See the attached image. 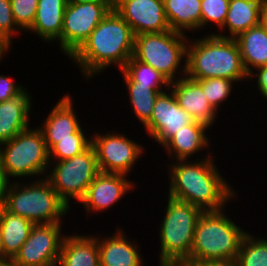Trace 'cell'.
Segmentation results:
<instances>
[{
	"label": "cell",
	"mask_w": 267,
	"mask_h": 266,
	"mask_svg": "<svg viewBox=\"0 0 267 266\" xmlns=\"http://www.w3.org/2000/svg\"><path fill=\"white\" fill-rule=\"evenodd\" d=\"M208 154L193 160L170 161L168 196L188 202L203 211H219L238 195ZM223 176V177H222ZM235 197V198H234Z\"/></svg>",
	"instance_id": "cell-1"
},
{
	"label": "cell",
	"mask_w": 267,
	"mask_h": 266,
	"mask_svg": "<svg viewBox=\"0 0 267 266\" xmlns=\"http://www.w3.org/2000/svg\"><path fill=\"white\" fill-rule=\"evenodd\" d=\"M134 42L131 27L112 8L68 59L78 65L85 80H92L111 66L122 70L133 56Z\"/></svg>",
	"instance_id": "cell-2"
},
{
	"label": "cell",
	"mask_w": 267,
	"mask_h": 266,
	"mask_svg": "<svg viewBox=\"0 0 267 266\" xmlns=\"http://www.w3.org/2000/svg\"><path fill=\"white\" fill-rule=\"evenodd\" d=\"M190 38L187 44L186 76L193 80L226 78L249 81L237 41L215 34Z\"/></svg>",
	"instance_id": "cell-3"
},
{
	"label": "cell",
	"mask_w": 267,
	"mask_h": 266,
	"mask_svg": "<svg viewBox=\"0 0 267 266\" xmlns=\"http://www.w3.org/2000/svg\"><path fill=\"white\" fill-rule=\"evenodd\" d=\"M225 211V208L203 211L196 225L190 256L182 264L235 262L247 231Z\"/></svg>",
	"instance_id": "cell-4"
},
{
	"label": "cell",
	"mask_w": 267,
	"mask_h": 266,
	"mask_svg": "<svg viewBox=\"0 0 267 266\" xmlns=\"http://www.w3.org/2000/svg\"><path fill=\"white\" fill-rule=\"evenodd\" d=\"M166 201L158 231V266H180L190 256L194 232L203 210L170 196Z\"/></svg>",
	"instance_id": "cell-5"
},
{
	"label": "cell",
	"mask_w": 267,
	"mask_h": 266,
	"mask_svg": "<svg viewBox=\"0 0 267 266\" xmlns=\"http://www.w3.org/2000/svg\"><path fill=\"white\" fill-rule=\"evenodd\" d=\"M31 180H28L30 184L13 180L2 206L34 224L63 223L70 209L52 188L50 181L46 177Z\"/></svg>",
	"instance_id": "cell-6"
},
{
	"label": "cell",
	"mask_w": 267,
	"mask_h": 266,
	"mask_svg": "<svg viewBox=\"0 0 267 266\" xmlns=\"http://www.w3.org/2000/svg\"><path fill=\"white\" fill-rule=\"evenodd\" d=\"M188 41L189 35L173 30L138 34L135 36L133 57L173 82L186 76Z\"/></svg>",
	"instance_id": "cell-7"
},
{
	"label": "cell",
	"mask_w": 267,
	"mask_h": 266,
	"mask_svg": "<svg viewBox=\"0 0 267 266\" xmlns=\"http://www.w3.org/2000/svg\"><path fill=\"white\" fill-rule=\"evenodd\" d=\"M0 155L9 179H40L47 175L49 151L38 126L35 129L29 127L10 141L2 143Z\"/></svg>",
	"instance_id": "cell-8"
},
{
	"label": "cell",
	"mask_w": 267,
	"mask_h": 266,
	"mask_svg": "<svg viewBox=\"0 0 267 266\" xmlns=\"http://www.w3.org/2000/svg\"><path fill=\"white\" fill-rule=\"evenodd\" d=\"M99 172L96 153L90 145L72 158L50 161L46 178L60 199L71 209V202L82 200Z\"/></svg>",
	"instance_id": "cell-9"
},
{
	"label": "cell",
	"mask_w": 267,
	"mask_h": 266,
	"mask_svg": "<svg viewBox=\"0 0 267 266\" xmlns=\"http://www.w3.org/2000/svg\"><path fill=\"white\" fill-rule=\"evenodd\" d=\"M112 8L113 1L68 2L64 12L61 36L56 41L63 54L69 58Z\"/></svg>",
	"instance_id": "cell-10"
},
{
	"label": "cell",
	"mask_w": 267,
	"mask_h": 266,
	"mask_svg": "<svg viewBox=\"0 0 267 266\" xmlns=\"http://www.w3.org/2000/svg\"><path fill=\"white\" fill-rule=\"evenodd\" d=\"M91 135L100 172L129 175L145 152L144 146L122 132L98 131Z\"/></svg>",
	"instance_id": "cell-11"
},
{
	"label": "cell",
	"mask_w": 267,
	"mask_h": 266,
	"mask_svg": "<svg viewBox=\"0 0 267 266\" xmlns=\"http://www.w3.org/2000/svg\"><path fill=\"white\" fill-rule=\"evenodd\" d=\"M62 223L34 224L29 237L13 258L19 266H57L66 233Z\"/></svg>",
	"instance_id": "cell-12"
},
{
	"label": "cell",
	"mask_w": 267,
	"mask_h": 266,
	"mask_svg": "<svg viewBox=\"0 0 267 266\" xmlns=\"http://www.w3.org/2000/svg\"><path fill=\"white\" fill-rule=\"evenodd\" d=\"M195 120L181 108L169 88L158 95L150 120L143 126L152 141L163 146L177 131Z\"/></svg>",
	"instance_id": "cell-13"
},
{
	"label": "cell",
	"mask_w": 267,
	"mask_h": 266,
	"mask_svg": "<svg viewBox=\"0 0 267 266\" xmlns=\"http://www.w3.org/2000/svg\"><path fill=\"white\" fill-rule=\"evenodd\" d=\"M113 8L131 27L135 36L171 30L163 0H113Z\"/></svg>",
	"instance_id": "cell-14"
},
{
	"label": "cell",
	"mask_w": 267,
	"mask_h": 266,
	"mask_svg": "<svg viewBox=\"0 0 267 266\" xmlns=\"http://www.w3.org/2000/svg\"><path fill=\"white\" fill-rule=\"evenodd\" d=\"M127 175L99 172L79 202L87 214L108 211L135 188Z\"/></svg>",
	"instance_id": "cell-15"
},
{
	"label": "cell",
	"mask_w": 267,
	"mask_h": 266,
	"mask_svg": "<svg viewBox=\"0 0 267 266\" xmlns=\"http://www.w3.org/2000/svg\"><path fill=\"white\" fill-rule=\"evenodd\" d=\"M73 104L72 96L64 95L52 107L46 119H43V125L38 127L43 134L48 151L60 139L73 138V134L82 127Z\"/></svg>",
	"instance_id": "cell-16"
},
{
	"label": "cell",
	"mask_w": 267,
	"mask_h": 266,
	"mask_svg": "<svg viewBox=\"0 0 267 266\" xmlns=\"http://www.w3.org/2000/svg\"><path fill=\"white\" fill-rule=\"evenodd\" d=\"M176 100L181 108L195 120L206 124L209 128L219 117L205 97V91L201 85L193 79L184 76L176 81L170 82Z\"/></svg>",
	"instance_id": "cell-17"
},
{
	"label": "cell",
	"mask_w": 267,
	"mask_h": 266,
	"mask_svg": "<svg viewBox=\"0 0 267 266\" xmlns=\"http://www.w3.org/2000/svg\"><path fill=\"white\" fill-rule=\"evenodd\" d=\"M116 229L113 235L98 234L100 266H145L139 245L120 226Z\"/></svg>",
	"instance_id": "cell-18"
},
{
	"label": "cell",
	"mask_w": 267,
	"mask_h": 266,
	"mask_svg": "<svg viewBox=\"0 0 267 266\" xmlns=\"http://www.w3.org/2000/svg\"><path fill=\"white\" fill-rule=\"evenodd\" d=\"M25 88L18 96L0 103V145L30 127L32 95Z\"/></svg>",
	"instance_id": "cell-19"
},
{
	"label": "cell",
	"mask_w": 267,
	"mask_h": 266,
	"mask_svg": "<svg viewBox=\"0 0 267 266\" xmlns=\"http://www.w3.org/2000/svg\"><path fill=\"white\" fill-rule=\"evenodd\" d=\"M209 129L206 124L194 121L177 131L162 147L172 161L190 160L196 157L195 153L207 148L210 150L211 139L206 135Z\"/></svg>",
	"instance_id": "cell-20"
},
{
	"label": "cell",
	"mask_w": 267,
	"mask_h": 266,
	"mask_svg": "<svg viewBox=\"0 0 267 266\" xmlns=\"http://www.w3.org/2000/svg\"><path fill=\"white\" fill-rule=\"evenodd\" d=\"M95 235L66 234L57 266H100L97 233Z\"/></svg>",
	"instance_id": "cell-21"
},
{
	"label": "cell",
	"mask_w": 267,
	"mask_h": 266,
	"mask_svg": "<svg viewBox=\"0 0 267 266\" xmlns=\"http://www.w3.org/2000/svg\"><path fill=\"white\" fill-rule=\"evenodd\" d=\"M265 0H230L223 27L211 32L220 37L235 39L246 30L260 24V13ZM228 30V32H227ZM226 31L225 34H223ZM222 32V33H221ZM226 33H228L226 35Z\"/></svg>",
	"instance_id": "cell-22"
},
{
	"label": "cell",
	"mask_w": 267,
	"mask_h": 266,
	"mask_svg": "<svg viewBox=\"0 0 267 266\" xmlns=\"http://www.w3.org/2000/svg\"><path fill=\"white\" fill-rule=\"evenodd\" d=\"M67 5L68 0H38L33 25L26 32L36 34L46 43H54L61 36Z\"/></svg>",
	"instance_id": "cell-23"
},
{
	"label": "cell",
	"mask_w": 267,
	"mask_h": 266,
	"mask_svg": "<svg viewBox=\"0 0 267 266\" xmlns=\"http://www.w3.org/2000/svg\"><path fill=\"white\" fill-rule=\"evenodd\" d=\"M235 40L248 75L260 67L267 66V30L260 24L241 33Z\"/></svg>",
	"instance_id": "cell-24"
},
{
	"label": "cell",
	"mask_w": 267,
	"mask_h": 266,
	"mask_svg": "<svg viewBox=\"0 0 267 266\" xmlns=\"http://www.w3.org/2000/svg\"><path fill=\"white\" fill-rule=\"evenodd\" d=\"M34 223L0 206V230L2 234V259H13L29 237Z\"/></svg>",
	"instance_id": "cell-25"
},
{
	"label": "cell",
	"mask_w": 267,
	"mask_h": 266,
	"mask_svg": "<svg viewBox=\"0 0 267 266\" xmlns=\"http://www.w3.org/2000/svg\"><path fill=\"white\" fill-rule=\"evenodd\" d=\"M170 29L183 34L201 30V0H163Z\"/></svg>",
	"instance_id": "cell-26"
},
{
	"label": "cell",
	"mask_w": 267,
	"mask_h": 266,
	"mask_svg": "<svg viewBox=\"0 0 267 266\" xmlns=\"http://www.w3.org/2000/svg\"><path fill=\"white\" fill-rule=\"evenodd\" d=\"M120 72L127 87L131 110L144 126L150 120L158 95L166 90H153L150 86H139L123 70Z\"/></svg>",
	"instance_id": "cell-27"
},
{
	"label": "cell",
	"mask_w": 267,
	"mask_h": 266,
	"mask_svg": "<svg viewBox=\"0 0 267 266\" xmlns=\"http://www.w3.org/2000/svg\"><path fill=\"white\" fill-rule=\"evenodd\" d=\"M247 232L241 240L235 266H267V238Z\"/></svg>",
	"instance_id": "cell-28"
},
{
	"label": "cell",
	"mask_w": 267,
	"mask_h": 266,
	"mask_svg": "<svg viewBox=\"0 0 267 266\" xmlns=\"http://www.w3.org/2000/svg\"><path fill=\"white\" fill-rule=\"evenodd\" d=\"M122 70L139 86H150L153 90L170 88V81L164 75L152 66L136 60L133 56L126 62Z\"/></svg>",
	"instance_id": "cell-29"
},
{
	"label": "cell",
	"mask_w": 267,
	"mask_h": 266,
	"mask_svg": "<svg viewBox=\"0 0 267 266\" xmlns=\"http://www.w3.org/2000/svg\"><path fill=\"white\" fill-rule=\"evenodd\" d=\"M83 125L73 134V138L60 139L49 150V161H62L72 158L83 151H85L91 145L90 133H85Z\"/></svg>",
	"instance_id": "cell-30"
},
{
	"label": "cell",
	"mask_w": 267,
	"mask_h": 266,
	"mask_svg": "<svg viewBox=\"0 0 267 266\" xmlns=\"http://www.w3.org/2000/svg\"><path fill=\"white\" fill-rule=\"evenodd\" d=\"M203 91H205V97L213 109L219 113L221 110L222 102L224 103L230 94L232 95L235 81L226 78H205L202 80H196Z\"/></svg>",
	"instance_id": "cell-31"
},
{
	"label": "cell",
	"mask_w": 267,
	"mask_h": 266,
	"mask_svg": "<svg viewBox=\"0 0 267 266\" xmlns=\"http://www.w3.org/2000/svg\"><path fill=\"white\" fill-rule=\"evenodd\" d=\"M230 0H201V30L211 23L220 30L229 10Z\"/></svg>",
	"instance_id": "cell-32"
},
{
	"label": "cell",
	"mask_w": 267,
	"mask_h": 266,
	"mask_svg": "<svg viewBox=\"0 0 267 266\" xmlns=\"http://www.w3.org/2000/svg\"><path fill=\"white\" fill-rule=\"evenodd\" d=\"M10 2L14 21L24 33L33 25L38 0H10Z\"/></svg>",
	"instance_id": "cell-33"
},
{
	"label": "cell",
	"mask_w": 267,
	"mask_h": 266,
	"mask_svg": "<svg viewBox=\"0 0 267 266\" xmlns=\"http://www.w3.org/2000/svg\"><path fill=\"white\" fill-rule=\"evenodd\" d=\"M20 33L22 30L14 21L10 0H0V35L12 43L13 37Z\"/></svg>",
	"instance_id": "cell-34"
},
{
	"label": "cell",
	"mask_w": 267,
	"mask_h": 266,
	"mask_svg": "<svg viewBox=\"0 0 267 266\" xmlns=\"http://www.w3.org/2000/svg\"><path fill=\"white\" fill-rule=\"evenodd\" d=\"M14 80L0 74V103L18 96L25 89L22 83L17 84Z\"/></svg>",
	"instance_id": "cell-35"
},
{
	"label": "cell",
	"mask_w": 267,
	"mask_h": 266,
	"mask_svg": "<svg viewBox=\"0 0 267 266\" xmlns=\"http://www.w3.org/2000/svg\"><path fill=\"white\" fill-rule=\"evenodd\" d=\"M254 79V82L257 84L255 86L256 89H258V93L262 95L261 97L264 98V100H267V66L260 67L255 70V72H252L249 75V80ZM256 79V80H255Z\"/></svg>",
	"instance_id": "cell-36"
},
{
	"label": "cell",
	"mask_w": 267,
	"mask_h": 266,
	"mask_svg": "<svg viewBox=\"0 0 267 266\" xmlns=\"http://www.w3.org/2000/svg\"><path fill=\"white\" fill-rule=\"evenodd\" d=\"M11 180L8 178L0 155V206L3 205Z\"/></svg>",
	"instance_id": "cell-37"
},
{
	"label": "cell",
	"mask_w": 267,
	"mask_h": 266,
	"mask_svg": "<svg viewBox=\"0 0 267 266\" xmlns=\"http://www.w3.org/2000/svg\"><path fill=\"white\" fill-rule=\"evenodd\" d=\"M12 47V43H10L6 38L0 35V61L3 57L10 52Z\"/></svg>",
	"instance_id": "cell-38"
},
{
	"label": "cell",
	"mask_w": 267,
	"mask_h": 266,
	"mask_svg": "<svg viewBox=\"0 0 267 266\" xmlns=\"http://www.w3.org/2000/svg\"><path fill=\"white\" fill-rule=\"evenodd\" d=\"M260 25L267 30V0L264 1L262 11L260 13Z\"/></svg>",
	"instance_id": "cell-39"
},
{
	"label": "cell",
	"mask_w": 267,
	"mask_h": 266,
	"mask_svg": "<svg viewBox=\"0 0 267 266\" xmlns=\"http://www.w3.org/2000/svg\"><path fill=\"white\" fill-rule=\"evenodd\" d=\"M180 266H235L234 263H198V264H181Z\"/></svg>",
	"instance_id": "cell-40"
},
{
	"label": "cell",
	"mask_w": 267,
	"mask_h": 266,
	"mask_svg": "<svg viewBox=\"0 0 267 266\" xmlns=\"http://www.w3.org/2000/svg\"><path fill=\"white\" fill-rule=\"evenodd\" d=\"M0 266H19L13 259H0Z\"/></svg>",
	"instance_id": "cell-41"
},
{
	"label": "cell",
	"mask_w": 267,
	"mask_h": 266,
	"mask_svg": "<svg viewBox=\"0 0 267 266\" xmlns=\"http://www.w3.org/2000/svg\"><path fill=\"white\" fill-rule=\"evenodd\" d=\"M94 1H113V0H68L70 3H89Z\"/></svg>",
	"instance_id": "cell-42"
},
{
	"label": "cell",
	"mask_w": 267,
	"mask_h": 266,
	"mask_svg": "<svg viewBox=\"0 0 267 266\" xmlns=\"http://www.w3.org/2000/svg\"><path fill=\"white\" fill-rule=\"evenodd\" d=\"M2 247H3V242H2V234L0 230V259H2Z\"/></svg>",
	"instance_id": "cell-43"
}]
</instances>
